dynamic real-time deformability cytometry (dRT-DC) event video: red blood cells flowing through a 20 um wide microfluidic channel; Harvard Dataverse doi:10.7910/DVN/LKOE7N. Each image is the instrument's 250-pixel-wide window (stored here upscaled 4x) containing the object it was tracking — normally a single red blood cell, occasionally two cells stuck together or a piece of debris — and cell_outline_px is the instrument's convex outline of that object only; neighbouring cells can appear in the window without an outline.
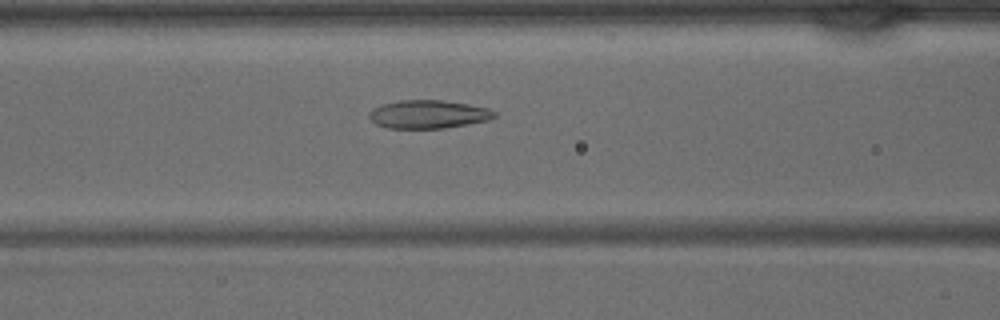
{"species": "common noctule bat (a hibernating species)", "species_latin": "Nyctalus noctula", "temperature_condition": "warm", "stored_images_in_passage": 33, "camera_frame_rate_fps": 3000, "um_per_image_px": 0.085, "animal": {"sex": "male", "body_mass_g": 15.6}, "frame": {"image": 1, "passage_image": 8, "time_ms": 2.333, "image_size_px": [1000, 320], "cell_outline_px": [[496, 116], [488, 120], [444, 128], [388, 128], [376, 124], [368, 116], [368, 112], [372, 108], [384, 104], [400, 100], [440, 100], [468, 104], [488, 108], [496, 112]], "centroid_in_image_um": [36.39, 9.71], "position_along_channel_um": 130.2, "area_um2": 20.52}}
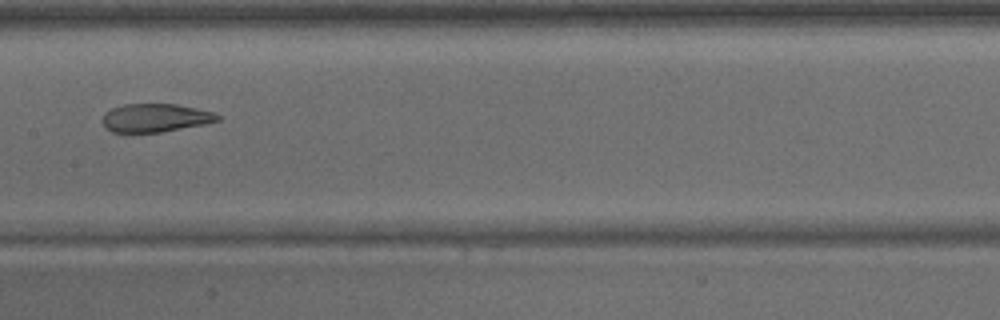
{"frame": {"image": 2, "passage_image": 12, "time_ms": 3.667, "image_size_px": [1000, 320], "cell_outline_px": [[220, 120], [204, 124], [160, 132], [112, 132], [104, 124], [104, 112], [112, 108], [124, 104], [176, 104], [196, 108], [212, 112], [220, 116]], "centroid_in_image_um": [13.21, 10.01], "position_along_channel_um": 194.2, "area_um2": 18.73}}
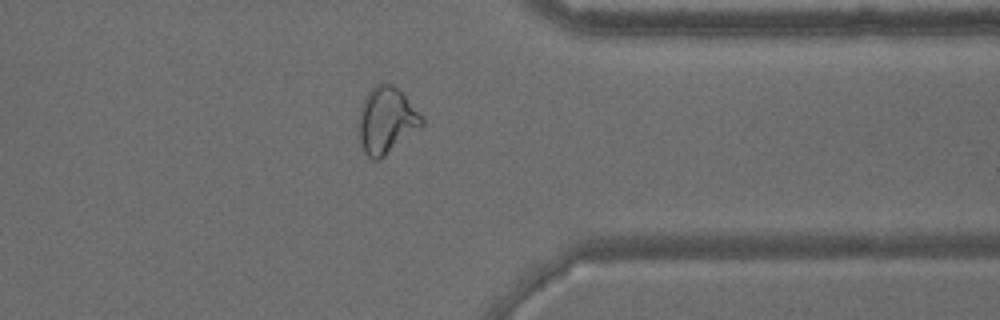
{"frame": {"image": 3, "passage_image": 24, "time_ms": 7.667, "image_size_px": [1000, 320], "cell_outline_px": [[424, 124], [380, 160], [372, 160], [364, 152], [356, 136], [360, 108], [364, 96], [380, 80], [392, 84], [404, 96], [424, 120]], "centroid_in_image_um": [32.77, 10.24], "position_along_channel_um": 378.6, "area_um2": 24.57}}